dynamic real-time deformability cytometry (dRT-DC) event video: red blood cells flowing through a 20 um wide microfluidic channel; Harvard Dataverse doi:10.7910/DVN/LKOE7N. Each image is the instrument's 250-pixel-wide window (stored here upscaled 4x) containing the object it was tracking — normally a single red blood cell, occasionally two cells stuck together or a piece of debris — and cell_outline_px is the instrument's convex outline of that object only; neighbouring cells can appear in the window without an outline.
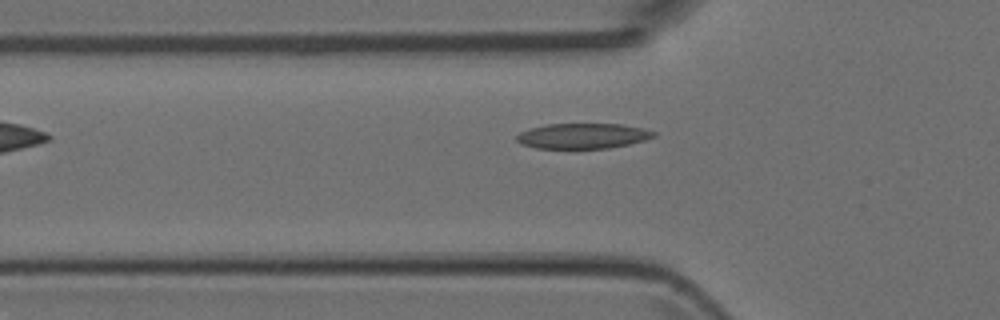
{"species": "Egyptian fruit bat (a non-hibernating species)", "species_latin": "Rousettus aegyptiacus", "temperature_condition": "room temperature", "stored_images_in_passage": 6, "camera_frame_rate_fps": 3000, "um_per_image_px": 0.085, "animal": {"sex": "female"}, "frame": {"image": 1, "passage_image": 5, "time_ms": 5.0, "image_size_px": [1000, 320], "cell_outline_px": [[656, 136], [644, 140], [628, 144], [608, 148], [536, 148], [520, 144], [516, 140], [516, 136], [520, 132], [532, 128], [548, 124], [620, 124], [640, 128], [656, 132]], "centroid_in_image_um": [49.51, 11.56], "position_along_channel_um": 76.3, "area_um2": 20.0}}
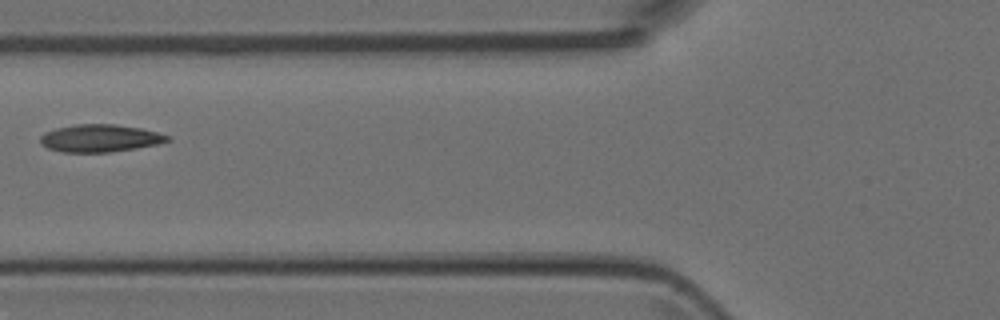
{"frame": {"image": 2, "passage_image": 6, "time_ms": 6.0, "image_size_px": [1000, 320], "cell_outline_px": [[172, 140], [156, 144], [136, 148], [108, 152], [64, 152], [48, 148], [40, 144], [40, 136], [44, 132], [56, 128], [76, 124], [116, 124], [140, 128], [156, 132], [168, 136]], "centroid_in_image_um": [8.46, 11.74], "position_along_channel_um": 117.3, "area_um2": 20.29}}